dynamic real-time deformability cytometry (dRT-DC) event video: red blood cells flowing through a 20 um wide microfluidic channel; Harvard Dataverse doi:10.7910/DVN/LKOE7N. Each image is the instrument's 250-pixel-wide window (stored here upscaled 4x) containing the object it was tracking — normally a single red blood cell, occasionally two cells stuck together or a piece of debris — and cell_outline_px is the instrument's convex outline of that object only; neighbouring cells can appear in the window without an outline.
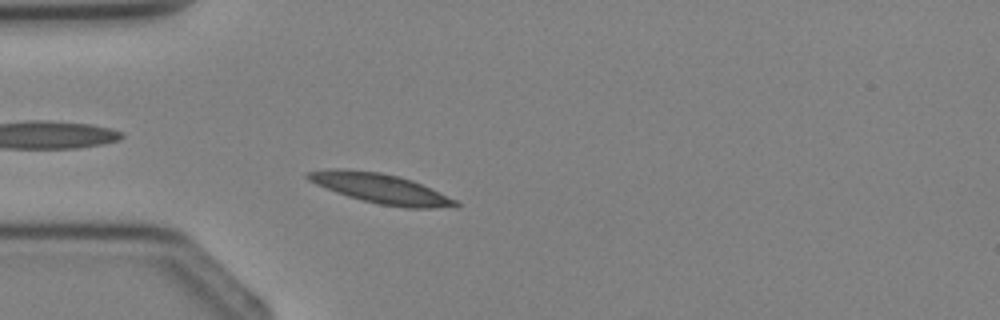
{"species": "Egyptian fruit bat (a non-hibernating species)", "species_latin": "Rousettus aegyptiacus", "temperature_condition": "cold", "stored_images_in_passage": 3, "camera_frame_rate_fps": 3000, "um_per_image_px": 0.085, "animal": {"sex": "female"}, "frame": {"image": 1, "passage_image": 3, "time_ms": 2.333, "image_size_px": [1000, 320], "cell_outline_px": [[460, 204], [456, 208], [404, 208], [380, 204], [348, 196], [336, 192], [316, 184], [308, 180], [304, 176], [304, 172], [332, 168], [336, 168], [380, 172], [400, 176], [412, 180], [456, 200]], "centroid_in_image_um": [32.35, 16.02], "position_along_channel_um": 52.7, "area_um2": 25.61}}